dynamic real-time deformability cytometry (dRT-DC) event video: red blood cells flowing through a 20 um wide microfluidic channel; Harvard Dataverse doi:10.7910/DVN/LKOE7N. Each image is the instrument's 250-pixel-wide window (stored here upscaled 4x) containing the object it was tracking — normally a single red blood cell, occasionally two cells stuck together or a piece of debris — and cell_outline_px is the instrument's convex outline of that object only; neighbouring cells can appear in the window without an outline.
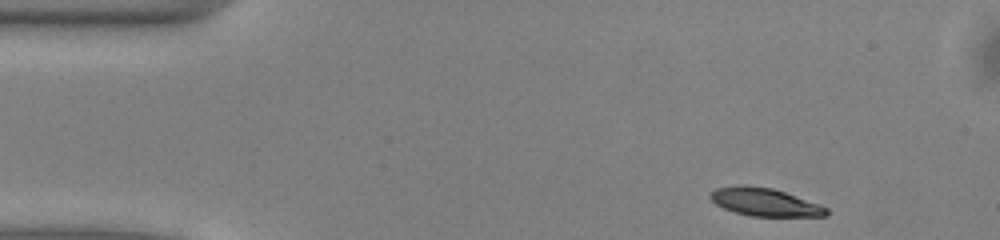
{"species": "common noctule bat (a hibernating species)", "species_latin": "Nyctalus noctula", "temperature_condition": "warm", "stored_images_in_passage": 46, "camera_frame_rate_fps": 3000, "um_per_image_px": 0.085, "animal": {"sex": "male", "body_mass_g": 13.0, "forearm_length_mm": 53.1}, "frame": {"image": 1, "passage_image": 1, "time_ms": 0.0, "image_size_px": [1000, 240], "cell_outline_px": [[828, 216], [752, 216], [736, 212], [724, 208], [716, 204], [708, 196], [716, 188], [736, 184], [748, 184], [772, 188], [784, 192], [828, 208]], "centroid_in_image_um": [64.96, 17.16], "position_along_channel_um": 20.0, "area_um2": 18.79}}
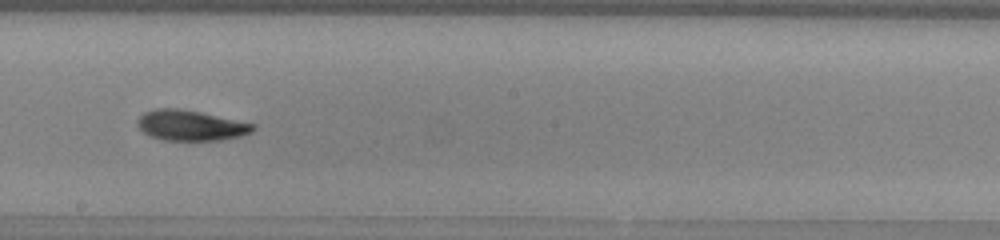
{"frame": {"image": 2, "passage_image": 23, "time_ms": 7.333, "image_size_px": [1000, 240], "cell_outline_px": [[256, 128], [252, 132], [240, 136], [220, 140], [160, 140], [144, 132], [136, 124], [136, 120], [144, 112], [156, 108], [176, 108], [200, 112], [256, 124]], "centroid_in_image_um": [16.21, 10.66], "position_along_channel_um": 232.0, "area_um2": 20.46}}
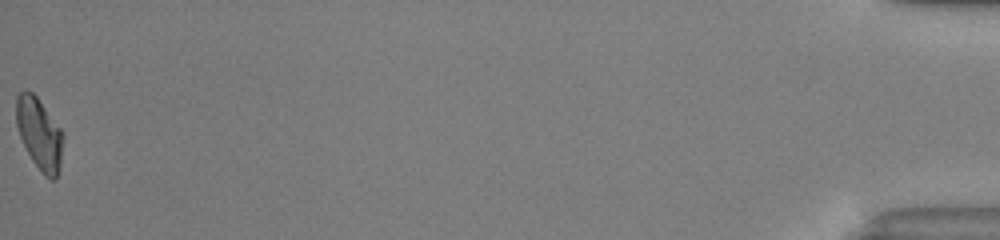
{"frame": {"image": 3, "passage_image": 46, "time_ms": 15.0, "image_size_px": [1000, 240], "cell_outline_px": [[64, 136], [60, 168], [56, 180], [52, 180], [44, 176], [32, 160], [20, 136], [16, 124], [16, 96], [24, 88], [32, 92], [36, 96], [64, 132]], "centroid_in_image_um": [3.36, 11.37], "position_along_channel_um": 431.8, "area_um2": 19.77}, "authors_computed_cell_mechanics": {"area_um2": 19.9988, "velocity_mm_per_s": 4.0237, "shape_relaxation_time_tau1_ms": 4.8235, "shape_relaxation_time_tau2_ms": 4.8726, "deformation_change_tau1": 0.1544, "deformation_change_tau2": 0.1134}}